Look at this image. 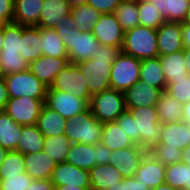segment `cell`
<instances>
[{
  "label": "cell",
  "instance_id": "1",
  "mask_svg": "<svg viewBox=\"0 0 190 190\" xmlns=\"http://www.w3.org/2000/svg\"><path fill=\"white\" fill-rule=\"evenodd\" d=\"M120 52L121 49L119 47L99 43V49L93 58L76 64L84 76L91 95L111 88L110 72L112 63Z\"/></svg>",
  "mask_w": 190,
  "mask_h": 190
},
{
  "label": "cell",
  "instance_id": "2",
  "mask_svg": "<svg viewBox=\"0 0 190 190\" xmlns=\"http://www.w3.org/2000/svg\"><path fill=\"white\" fill-rule=\"evenodd\" d=\"M53 29L63 42L69 63L77 64L96 55V51L99 49V42L92 32H80L75 27V22L72 18L69 21L55 24Z\"/></svg>",
  "mask_w": 190,
  "mask_h": 190
},
{
  "label": "cell",
  "instance_id": "3",
  "mask_svg": "<svg viewBox=\"0 0 190 190\" xmlns=\"http://www.w3.org/2000/svg\"><path fill=\"white\" fill-rule=\"evenodd\" d=\"M103 123L97 120L88 107L65 123L64 135L71 143L95 145L100 142Z\"/></svg>",
  "mask_w": 190,
  "mask_h": 190
},
{
  "label": "cell",
  "instance_id": "4",
  "mask_svg": "<svg viewBox=\"0 0 190 190\" xmlns=\"http://www.w3.org/2000/svg\"><path fill=\"white\" fill-rule=\"evenodd\" d=\"M121 51L139 60L158 57L156 29L138 25L125 31Z\"/></svg>",
  "mask_w": 190,
  "mask_h": 190
},
{
  "label": "cell",
  "instance_id": "5",
  "mask_svg": "<svg viewBox=\"0 0 190 190\" xmlns=\"http://www.w3.org/2000/svg\"><path fill=\"white\" fill-rule=\"evenodd\" d=\"M128 110L135 120L136 145L148 150L161 140L163 124L159 122L156 106Z\"/></svg>",
  "mask_w": 190,
  "mask_h": 190
},
{
  "label": "cell",
  "instance_id": "6",
  "mask_svg": "<svg viewBox=\"0 0 190 190\" xmlns=\"http://www.w3.org/2000/svg\"><path fill=\"white\" fill-rule=\"evenodd\" d=\"M89 108L102 123L116 121L126 110L124 92L108 88L91 96Z\"/></svg>",
  "mask_w": 190,
  "mask_h": 190
},
{
  "label": "cell",
  "instance_id": "7",
  "mask_svg": "<svg viewBox=\"0 0 190 190\" xmlns=\"http://www.w3.org/2000/svg\"><path fill=\"white\" fill-rule=\"evenodd\" d=\"M9 98L31 97L46 99V87L31 71H21L4 75Z\"/></svg>",
  "mask_w": 190,
  "mask_h": 190
},
{
  "label": "cell",
  "instance_id": "8",
  "mask_svg": "<svg viewBox=\"0 0 190 190\" xmlns=\"http://www.w3.org/2000/svg\"><path fill=\"white\" fill-rule=\"evenodd\" d=\"M141 60L120 52L112 63L110 72L111 88L125 92L140 80Z\"/></svg>",
  "mask_w": 190,
  "mask_h": 190
},
{
  "label": "cell",
  "instance_id": "9",
  "mask_svg": "<svg viewBox=\"0 0 190 190\" xmlns=\"http://www.w3.org/2000/svg\"><path fill=\"white\" fill-rule=\"evenodd\" d=\"M47 90L66 92L85 100L88 104L92 96L79 67L73 63H69L57 74L53 84Z\"/></svg>",
  "mask_w": 190,
  "mask_h": 190
},
{
  "label": "cell",
  "instance_id": "10",
  "mask_svg": "<svg viewBox=\"0 0 190 190\" xmlns=\"http://www.w3.org/2000/svg\"><path fill=\"white\" fill-rule=\"evenodd\" d=\"M46 99L31 97L9 98L4 110L16 123L23 126L36 125Z\"/></svg>",
  "mask_w": 190,
  "mask_h": 190
},
{
  "label": "cell",
  "instance_id": "11",
  "mask_svg": "<svg viewBox=\"0 0 190 190\" xmlns=\"http://www.w3.org/2000/svg\"><path fill=\"white\" fill-rule=\"evenodd\" d=\"M45 104L66 120L89 107L85 100L59 90H47Z\"/></svg>",
  "mask_w": 190,
  "mask_h": 190
},
{
  "label": "cell",
  "instance_id": "12",
  "mask_svg": "<svg viewBox=\"0 0 190 190\" xmlns=\"http://www.w3.org/2000/svg\"><path fill=\"white\" fill-rule=\"evenodd\" d=\"M91 32L102 45L107 44L120 49L123 46L125 31L113 13L102 14Z\"/></svg>",
  "mask_w": 190,
  "mask_h": 190
},
{
  "label": "cell",
  "instance_id": "13",
  "mask_svg": "<svg viewBox=\"0 0 190 190\" xmlns=\"http://www.w3.org/2000/svg\"><path fill=\"white\" fill-rule=\"evenodd\" d=\"M51 181L55 187L68 185L90 188V172L64 161L56 165Z\"/></svg>",
  "mask_w": 190,
  "mask_h": 190
},
{
  "label": "cell",
  "instance_id": "14",
  "mask_svg": "<svg viewBox=\"0 0 190 190\" xmlns=\"http://www.w3.org/2000/svg\"><path fill=\"white\" fill-rule=\"evenodd\" d=\"M146 152V149L136 144L124 149L114 150L109 164L115 166L124 178L134 177L141 158Z\"/></svg>",
  "mask_w": 190,
  "mask_h": 190
},
{
  "label": "cell",
  "instance_id": "15",
  "mask_svg": "<svg viewBox=\"0 0 190 190\" xmlns=\"http://www.w3.org/2000/svg\"><path fill=\"white\" fill-rule=\"evenodd\" d=\"M161 90L143 81L136 82L124 92L126 109L156 106Z\"/></svg>",
  "mask_w": 190,
  "mask_h": 190
},
{
  "label": "cell",
  "instance_id": "16",
  "mask_svg": "<svg viewBox=\"0 0 190 190\" xmlns=\"http://www.w3.org/2000/svg\"><path fill=\"white\" fill-rule=\"evenodd\" d=\"M165 168L166 166L146 152L141 158L134 178L136 181L145 184L148 188L154 189L165 182Z\"/></svg>",
  "mask_w": 190,
  "mask_h": 190
},
{
  "label": "cell",
  "instance_id": "17",
  "mask_svg": "<svg viewBox=\"0 0 190 190\" xmlns=\"http://www.w3.org/2000/svg\"><path fill=\"white\" fill-rule=\"evenodd\" d=\"M156 32L159 56L183 51L181 23L165 21Z\"/></svg>",
  "mask_w": 190,
  "mask_h": 190
},
{
  "label": "cell",
  "instance_id": "18",
  "mask_svg": "<svg viewBox=\"0 0 190 190\" xmlns=\"http://www.w3.org/2000/svg\"><path fill=\"white\" fill-rule=\"evenodd\" d=\"M69 64L68 58L41 56L30 63V71L46 86L50 87L57 74Z\"/></svg>",
  "mask_w": 190,
  "mask_h": 190
},
{
  "label": "cell",
  "instance_id": "19",
  "mask_svg": "<svg viewBox=\"0 0 190 190\" xmlns=\"http://www.w3.org/2000/svg\"><path fill=\"white\" fill-rule=\"evenodd\" d=\"M71 9L66 0H44L37 27L53 28L55 24L69 21Z\"/></svg>",
  "mask_w": 190,
  "mask_h": 190
},
{
  "label": "cell",
  "instance_id": "20",
  "mask_svg": "<svg viewBox=\"0 0 190 190\" xmlns=\"http://www.w3.org/2000/svg\"><path fill=\"white\" fill-rule=\"evenodd\" d=\"M24 164L25 172L34 180L51 179L57 165L43 150L24 154Z\"/></svg>",
  "mask_w": 190,
  "mask_h": 190
},
{
  "label": "cell",
  "instance_id": "21",
  "mask_svg": "<svg viewBox=\"0 0 190 190\" xmlns=\"http://www.w3.org/2000/svg\"><path fill=\"white\" fill-rule=\"evenodd\" d=\"M44 0H14L13 22L21 26H37Z\"/></svg>",
  "mask_w": 190,
  "mask_h": 190
},
{
  "label": "cell",
  "instance_id": "22",
  "mask_svg": "<svg viewBox=\"0 0 190 190\" xmlns=\"http://www.w3.org/2000/svg\"><path fill=\"white\" fill-rule=\"evenodd\" d=\"M90 190L112 189L124 177L111 164L95 165L90 171Z\"/></svg>",
  "mask_w": 190,
  "mask_h": 190
},
{
  "label": "cell",
  "instance_id": "23",
  "mask_svg": "<svg viewBox=\"0 0 190 190\" xmlns=\"http://www.w3.org/2000/svg\"><path fill=\"white\" fill-rule=\"evenodd\" d=\"M161 140L157 146H167L183 150L190 145L186 123L181 120L176 123L163 124Z\"/></svg>",
  "mask_w": 190,
  "mask_h": 190
},
{
  "label": "cell",
  "instance_id": "24",
  "mask_svg": "<svg viewBox=\"0 0 190 190\" xmlns=\"http://www.w3.org/2000/svg\"><path fill=\"white\" fill-rule=\"evenodd\" d=\"M20 56L29 64L42 54V40L40 36V28L37 26H22V41Z\"/></svg>",
  "mask_w": 190,
  "mask_h": 190
},
{
  "label": "cell",
  "instance_id": "25",
  "mask_svg": "<svg viewBox=\"0 0 190 190\" xmlns=\"http://www.w3.org/2000/svg\"><path fill=\"white\" fill-rule=\"evenodd\" d=\"M158 57L166 78V85H168L172 79L190 78V74L187 72L186 58L183 51Z\"/></svg>",
  "mask_w": 190,
  "mask_h": 190
},
{
  "label": "cell",
  "instance_id": "26",
  "mask_svg": "<svg viewBox=\"0 0 190 190\" xmlns=\"http://www.w3.org/2000/svg\"><path fill=\"white\" fill-rule=\"evenodd\" d=\"M66 119L55 110L43 105L36 126L45 137L64 135Z\"/></svg>",
  "mask_w": 190,
  "mask_h": 190
},
{
  "label": "cell",
  "instance_id": "27",
  "mask_svg": "<svg viewBox=\"0 0 190 190\" xmlns=\"http://www.w3.org/2000/svg\"><path fill=\"white\" fill-rule=\"evenodd\" d=\"M165 21L184 23L190 10V0H152Z\"/></svg>",
  "mask_w": 190,
  "mask_h": 190
},
{
  "label": "cell",
  "instance_id": "28",
  "mask_svg": "<svg viewBox=\"0 0 190 190\" xmlns=\"http://www.w3.org/2000/svg\"><path fill=\"white\" fill-rule=\"evenodd\" d=\"M159 122L176 123L182 120L183 104L175 100L166 91H162L156 104Z\"/></svg>",
  "mask_w": 190,
  "mask_h": 190
},
{
  "label": "cell",
  "instance_id": "29",
  "mask_svg": "<svg viewBox=\"0 0 190 190\" xmlns=\"http://www.w3.org/2000/svg\"><path fill=\"white\" fill-rule=\"evenodd\" d=\"M21 124L16 123L4 110H0V146L15 151L22 132Z\"/></svg>",
  "mask_w": 190,
  "mask_h": 190
},
{
  "label": "cell",
  "instance_id": "30",
  "mask_svg": "<svg viewBox=\"0 0 190 190\" xmlns=\"http://www.w3.org/2000/svg\"><path fill=\"white\" fill-rule=\"evenodd\" d=\"M100 142L111 151L135 145L116 121L103 123Z\"/></svg>",
  "mask_w": 190,
  "mask_h": 190
},
{
  "label": "cell",
  "instance_id": "31",
  "mask_svg": "<svg viewBox=\"0 0 190 190\" xmlns=\"http://www.w3.org/2000/svg\"><path fill=\"white\" fill-rule=\"evenodd\" d=\"M65 161L90 171L96 165L94 145L72 143Z\"/></svg>",
  "mask_w": 190,
  "mask_h": 190
},
{
  "label": "cell",
  "instance_id": "32",
  "mask_svg": "<svg viewBox=\"0 0 190 190\" xmlns=\"http://www.w3.org/2000/svg\"><path fill=\"white\" fill-rule=\"evenodd\" d=\"M140 81L166 91V78L162 71L159 57L141 60Z\"/></svg>",
  "mask_w": 190,
  "mask_h": 190
},
{
  "label": "cell",
  "instance_id": "33",
  "mask_svg": "<svg viewBox=\"0 0 190 190\" xmlns=\"http://www.w3.org/2000/svg\"><path fill=\"white\" fill-rule=\"evenodd\" d=\"M45 136L36 125L22 126V132L15 151L22 154L38 153L44 148Z\"/></svg>",
  "mask_w": 190,
  "mask_h": 190
},
{
  "label": "cell",
  "instance_id": "34",
  "mask_svg": "<svg viewBox=\"0 0 190 190\" xmlns=\"http://www.w3.org/2000/svg\"><path fill=\"white\" fill-rule=\"evenodd\" d=\"M102 13L88 4L79 5L71 9V18L75 27L82 33L91 32L100 19Z\"/></svg>",
  "mask_w": 190,
  "mask_h": 190
},
{
  "label": "cell",
  "instance_id": "35",
  "mask_svg": "<svg viewBox=\"0 0 190 190\" xmlns=\"http://www.w3.org/2000/svg\"><path fill=\"white\" fill-rule=\"evenodd\" d=\"M42 54L52 58H68L61 38L53 28H40Z\"/></svg>",
  "mask_w": 190,
  "mask_h": 190
},
{
  "label": "cell",
  "instance_id": "36",
  "mask_svg": "<svg viewBox=\"0 0 190 190\" xmlns=\"http://www.w3.org/2000/svg\"><path fill=\"white\" fill-rule=\"evenodd\" d=\"M124 31L139 25L138 1H121L113 13Z\"/></svg>",
  "mask_w": 190,
  "mask_h": 190
},
{
  "label": "cell",
  "instance_id": "37",
  "mask_svg": "<svg viewBox=\"0 0 190 190\" xmlns=\"http://www.w3.org/2000/svg\"><path fill=\"white\" fill-rule=\"evenodd\" d=\"M71 144L65 135L45 137L43 151L59 164L66 160Z\"/></svg>",
  "mask_w": 190,
  "mask_h": 190
},
{
  "label": "cell",
  "instance_id": "38",
  "mask_svg": "<svg viewBox=\"0 0 190 190\" xmlns=\"http://www.w3.org/2000/svg\"><path fill=\"white\" fill-rule=\"evenodd\" d=\"M139 25L158 29L165 19L155 3L138 1Z\"/></svg>",
  "mask_w": 190,
  "mask_h": 190
},
{
  "label": "cell",
  "instance_id": "39",
  "mask_svg": "<svg viewBox=\"0 0 190 190\" xmlns=\"http://www.w3.org/2000/svg\"><path fill=\"white\" fill-rule=\"evenodd\" d=\"M30 64L20 56L19 52H0V70L4 75L26 71Z\"/></svg>",
  "mask_w": 190,
  "mask_h": 190
},
{
  "label": "cell",
  "instance_id": "40",
  "mask_svg": "<svg viewBox=\"0 0 190 190\" xmlns=\"http://www.w3.org/2000/svg\"><path fill=\"white\" fill-rule=\"evenodd\" d=\"M25 171L24 154L17 151H9L0 168V179H6V176H18Z\"/></svg>",
  "mask_w": 190,
  "mask_h": 190
},
{
  "label": "cell",
  "instance_id": "41",
  "mask_svg": "<svg viewBox=\"0 0 190 190\" xmlns=\"http://www.w3.org/2000/svg\"><path fill=\"white\" fill-rule=\"evenodd\" d=\"M22 41V26L20 24H4L3 47L0 52H20Z\"/></svg>",
  "mask_w": 190,
  "mask_h": 190
},
{
  "label": "cell",
  "instance_id": "42",
  "mask_svg": "<svg viewBox=\"0 0 190 190\" xmlns=\"http://www.w3.org/2000/svg\"><path fill=\"white\" fill-rule=\"evenodd\" d=\"M147 152L155 160L159 161L164 166L173 165L182 161V150L167 146H151Z\"/></svg>",
  "mask_w": 190,
  "mask_h": 190
},
{
  "label": "cell",
  "instance_id": "43",
  "mask_svg": "<svg viewBox=\"0 0 190 190\" xmlns=\"http://www.w3.org/2000/svg\"><path fill=\"white\" fill-rule=\"evenodd\" d=\"M186 164L182 161L166 166L165 183L178 190H185Z\"/></svg>",
  "mask_w": 190,
  "mask_h": 190
},
{
  "label": "cell",
  "instance_id": "44",
  "mask_svg": "<svg viewBox=\"0 0 190 190\" xmlns=\"http://www.w3.org/2000/svg\"><path fill=\"white\" fill-rule=\"evenodd\" d=\"M166 92L178 102L185 104L190 101V78L172 79Z\"/></svg>",
  "mask_w": 190,
  "mask_h": 190
},
{
  "label": "cell",
  "instance_id": "45",
  "mask_svg": "<svg viewBox=\"0 0 190 190\" xmlns=\"http://www.w3.org/2000/svg\"><path fill=\"white\" fill-rule=\"evenodd\" d=\"M33 179L26 173L0 179V190H27Z\"/></svg>",
  "mask_w": 190,
  "mask_h": 190
},
{
  "label": "cell",
  "instance_id": "46",
  "mask_svg": "<svg viewBox=\"0 0 190 190\" xmlns=\"http://www.w3.org/2000/svg\"><path fill=\"white\" fill-rule=\"evenodd\" d=\"M116 122L123 129L129 139L136 144V126L135 120L132 117L131 113L128 110H125L119 118L116 119Z\"/></svg>",
  "mask_w": 190,
  "mask_h": 190
},
{
  "label": "cell",
  "instance_id": "47",
  "mask_svg": "<svg viewBox=\"0 0 190 190\" xmlns=\"http://www.w3.org/2000/svg\"><path fill=\"white\" fill-rule=\"evenodd\" d=\"M121 0H87V4L100 11L102 14L114 13Z\"/></svg>",
  "mask_w": 190,
  "mask_h": 190
},
{
  "label": "cell",
  "instance_id": "48",
  "mask_svg": "<svg viewBox=\"0 0 190 190\" xmlns=\"http://www.w3.org/2000/svg\"><path fill=\"white\" fill-rule=\"evenodd\" d=\"M108 190H151L140 181H136L134 177L124 178L117 185Z\"/></svg>",
  "mask_w": 190,
  "mask_h": 190
},
{
  "label": "cell",
  "instance_id": "49",
  "mask_svg": "<svg viewBox=\"0 0 190 190\" xmlns=\"http://www.w3.org/2000/svg\"><path fill=\"white\" fill-rule=\"evenodd\" d=\"M14 16V0H0V23H12Z\"/></svg>",
  "mask_w": 190,
  "mask_h": 190
},
{
  "label": "cell",
  "instance_id": "50",
  "mask_svg": "<svg viewBox=\"0 0 190 190\" xmlns=\"http://www.w3.org/2000/svg\"><path fill=\"white\" fill-rule=\"evenodd\" d=\"M94 152L96 155V165L109 164L112 151L109 150L103 143L99 142L95 144Z\"/></svg>",
  "mask_w": 190,
  "mask_h": 190
},
{
  "label": "cell",
  "instance_id": "51",
  "mask_svg": "<svg viewBox=\"0 0 190 190\" xmlns=\"http://www.w3.org/2000/svg\"><path fill=\"white\" fill-rule=\"evenodd\" d=\"M55 185L51 179L34 180L31 182V186L27 190H55Z\"/></svg>",
  "mask_w": 190,
  "mask_h": 190
},
{
  "label": "cell",
  "instance_id": "52",
  "mask_svg": "<svg viewBox=\"0 0 190 190\" xmlns=\"http://www.w3.org/2000/svg\"><path fill=\"white\" fill-rule=\"evenodd\" d=\"M9 100L8 90L4 77L0 78V110L6 106V103Z\"/></svg>",
  "mask_w": 190,
  "mask_h": 190
},
{
  "label": "cell",
  "instance_id": "53",
  "mask_svg": "<svg viewBox=\"0 0 190 190\" xmlns=\"http://www.w3.org/2000/svg\"><path fill=\"white\" fill-rule=\"evenodd\" d=\"M182 44L184 48H190V24L181 23Z\"/></svg>",
  "mask_w": 190,
  "mask_h": 190
},
{
  "label": "cell",
  "instance_id": "54",
  "mask_svg": "<svg viewBox=\"0 0 190 190\" xmlns=\"http://www.w3.org/2000/svg\"><path fill=\"white\" fill-rule=\"evenodd\" d=\"M182 120L185 123H190V101L183 104V115Z\"/></svg>",
  "mask_w": 190,
  "mask_h": 190
},
{
  "label": "cell",
  "instance_id": "55",
  "mask_svg": "<svg viewBox=\"0 0 190 190\" xmlns=\"http://www.w3.org/2000/svg\"><path fill=\"white\" fill-rule=\"evenodd\" d=\"M182 162L190 166V145L182 150Z\"/></svg>",
  "mask_w": 190,
  "mask_h": 190
},
{
  "label": "cell",
  "instance_id": "56",
  "mask_svg": "<svg viewBox=\"0 0 190 190\" xmlns=\"http://www.w3.org/2000/svg\"><path fill=\"white\" fill-rule=\"evenodd\" d=\"M185 190H190V166L186 165L185 169Z\"/></svg>",
  "mask_w": 190,
  "mask_h": 190
},
{
  "label": "cell",
  "instance_id": "57",
  "mask_svg": "<svg viewBox=\"0 0 190 190\" xmlns=\"http://www.w3.org/2000/svg\"><path fill=\"white\" fill-rule=\"evenodd\" d=\"M183 53L185 55V61L187 66V72L190 74V48H184Z\"/></svg>",
  "mask_w": 190,
  "mask_h": 190
},
{
  "label": "cell",
  "instance_id": "58",
  "mask_svg": "<svg viewBox=\"0 0 190 190\" xmlns=\"http://www.w3.org/2000/svg\"><path fill=\"white\" fill-rule=\"evenodd\" d=\"M55 190H90V188H81V187H76V186H59L56 187Z\"/></svg>",
  "mask_w": 190,
  "mask_h": 190
},
{
  "label": "cell",
  "instance_id": "59",
  "mask_svg": "<svg viewBox=\"0 0 190 190\" xmlns=\"http://www.w3.org/2000/svg\"><path fill=\"white\" fill-rule=\"evenodd\" d=\"M67 3L73 8L79 5L87 4V0H66Z\"/></svg>",
  "mask_w": 190,
  "mask_h": 190
},
{
  "label": "cell",
  "instance_id": "60",
  "mask_svg": "<svg viewBox=\"0 0 190 190\" xmlns=\"http://www.w3.org/2000/svg\"><path fill=\"white\" fill-rule=\"evenodd\" d=\"M151 190H178L176 188L171 187L169 184H166L165 182L163 184H160L154 189Z\"/></svg>",
  "mask_w": 190,
  "mask_h": 190
},
{
  "label": "cell",
  "instance_id": "61",
  "mask_svg": "<svg viewBox=\"0 0 190 190\" xmlns=\"http://www.w3.org/2000/svg\"><path fill=\"white\" fill-rule=\"evenodd\" d=\"M8 152L9 151L7 149H4L3 147L0 146V168Z\"/></svg>",
  "mask_w": 190,
  "mask_h": 190
},
{
  "label": "cell",
  "instance_id": "62",
  "mask_svg": "<svg viewBox=\"0 0 190 190\" xmlns=\"http://www.w3.org/2000/svg\"><path fill=\"white\" fill-rule=\"evenodd\" d=\"M3 39H4V23H0V51L3 47Z\"/></svg>",
  "mask_w": 190,
  "mask_h": 190
},
{
  "label": "cell",
  "instance_id": "63",
  "mask_svg": "<svg viewBox=\"0 0 190 190\" xmlns=\"http://www.w3.org/2000/svg\"><path fill=\"white\" fill-rule=\"evenodd\" d=\"M185 23L190 24V10H189V12H188V16H187V18H186Z\"/></svg>",
  "mask_w": 190,
  "mask_h": 190
},
{
  "label": "cell",
  "instance_id": "64",
  "mask_svg": "<svg viewBox=\"0 0 190 190\" xmlns=\"http://www.w3.org/2000/svg\"><path fill=\"white\" fill-rule=\"evenodd\" d=\"M187 129H188V133H189V138H190V123H186Z\"/></svg>",
  "mask_w": 190,
  "mask_h": 190
},
{
  "label": "cell",
  "instance_id": "65",
  "mask_svg": "<svg viewBox=\"0 0 190 190\" xmlns=\"http://www.w3.org/2000/svg\"><path fill=\"white\" fill-rule=\"evenodd\" d=\"M137 1L150 2V1H152V0H137Z\"/></svg>",
  "mask_w": 190,
  "mask_h": 190
},
{
  "label": "cell",
  "instance_id": "66",
  "mask_svg": "<svg viewBox=\"0 0 190 190\" xmlns=\"http://www.w3.org/2000/svg\"><path fill=\"white\" fill-rule=\"evenodd\" d=\"M3 77V74L1 73V70H0V78H2Z\"/></svg>",
  "mask_w": 190,
  "mask_h": 190
}]
</instances>
